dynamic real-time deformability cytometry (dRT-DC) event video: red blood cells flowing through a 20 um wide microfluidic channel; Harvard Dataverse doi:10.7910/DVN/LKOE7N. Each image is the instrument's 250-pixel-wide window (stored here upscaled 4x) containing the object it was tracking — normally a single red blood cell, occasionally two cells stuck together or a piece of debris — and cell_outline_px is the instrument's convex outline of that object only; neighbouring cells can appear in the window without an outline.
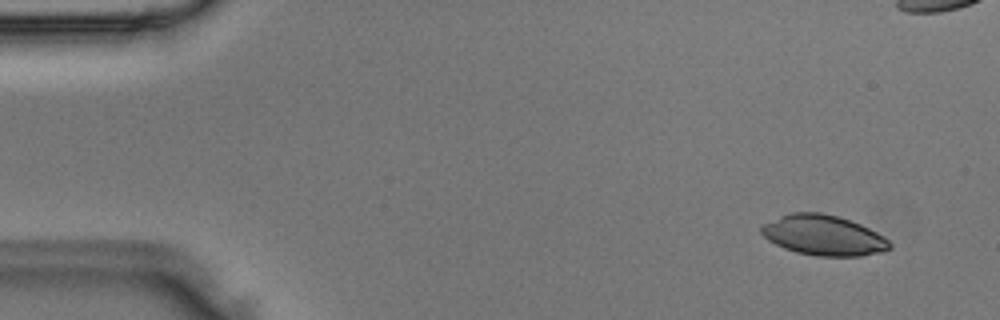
{"species": "Egyptian fruit bat (a non-hibernating species)", "species_latin": "Rousettus aegyptiacus", "temperature_condition": "room temperature", "stored_images_in_passage": 4, "camera_frame_rate_fps": 3000, "um_per_image_px": 0.085, "animal": {"sex": "male"}, "frame": {"image": 1, "passage_image": 1, "time_ms": 0.0, "image_size_px": [1000, 320], "cell_outline_px": [[892, 248], [880, 252], [860, 256], [816, 256], [796, 252], [784, 248], [768, 240], [760, 232], [760, 228], [764, 224], [780, 216], [792, 212], [820, 212], [836, 216], [860, 224], [884, 236], [892, 244]], "centroid_in_image_um": [70.0, 20.0], "position_along_channel_um": 15.0, "area_um2": 29.94}}